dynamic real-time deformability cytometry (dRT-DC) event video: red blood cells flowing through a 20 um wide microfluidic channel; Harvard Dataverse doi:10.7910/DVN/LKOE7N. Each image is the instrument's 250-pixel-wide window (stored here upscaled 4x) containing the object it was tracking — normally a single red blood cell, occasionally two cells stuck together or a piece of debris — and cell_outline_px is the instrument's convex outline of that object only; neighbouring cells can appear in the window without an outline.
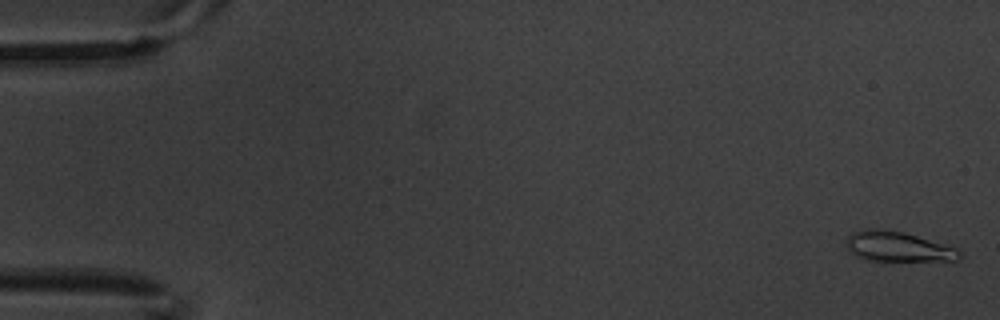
{"species": "common noctule bat (a hibernating species)", "species_latin": "Nyctalus noctula", "temperature_condition": "warm", "stored_images_in_passage": 3, "camera_frame_rate_fps": 3000, "um_per_image_px": 0.085, "animal": {"sex": "male", "body_mass_g": 20.1, "forearm_length_mm": 53.5}, "frame": {"image": 1, "passage_image": 3, "time_ms": 0.667, "image_size_px": [1000, 320], "cell_outline_px": [[960, 260], [864, 260], [856, 256], [848, 248], [848, 236], [852, 232], [868, 228], [872, 228], [904, 232], [956, 248], [960, 252]], "centroid_in_image_um": [76.3, 20.96], "position_along_channel_um": 8.7, "area_um2": 19.31}}